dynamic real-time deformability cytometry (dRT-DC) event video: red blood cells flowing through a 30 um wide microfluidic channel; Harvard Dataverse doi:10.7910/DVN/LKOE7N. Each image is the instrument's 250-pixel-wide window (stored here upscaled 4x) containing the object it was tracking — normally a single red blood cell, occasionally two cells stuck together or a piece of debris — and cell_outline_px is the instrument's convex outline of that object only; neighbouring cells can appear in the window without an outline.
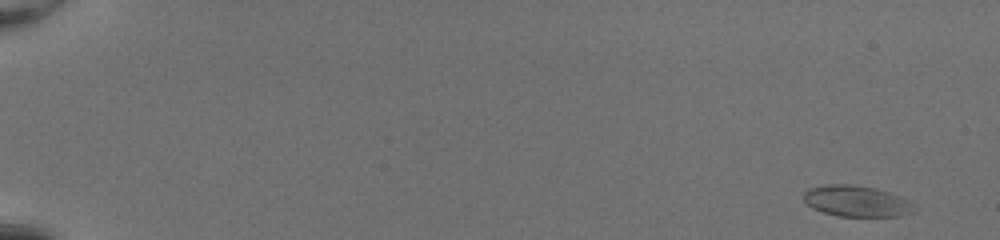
{"species": "common noctule bat (a hibernating species)", "species_latin": "Nyctalus noctula", "temperature_condition": "room temperature", "stored_images_in_passage": 51, "camera_frame_rate_fps": 3000, "um_per_image_px": 0.085, "animal": {"sex": "female", "body_mass_g": 20.0, "forearm_length_mm": 54.0}, "frame": {"image": 1, "passage_image": 2, "time_ms": 0.333, "image_size_px": [1000, 240], "cell_outline_px": [[916, 212], [900, 216], [836, 216], [812, 208], [804, 200], [804, 192], [808, 188], [824, 184], [852, 184], [876, 188], [900, 196], [916, 204]], "centroid_in_image_um": [72.84, 17.09], "position_along_channel_um": 12.2, "area_um2": 20.29}}
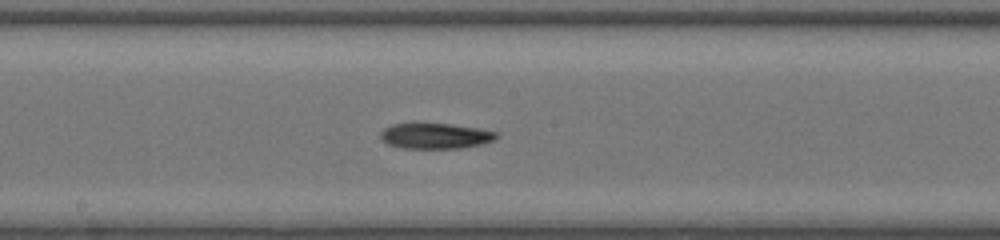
{"frame": {"image": 2, "passage_image": 30, "time_ms": 9.667, "image_size_px": [1000, 240], "cell_outline_px": [[500, 136], [492, 140], [480, 144], [460, 148], [404, 148], [388, 144], [380, 136], [380, 132], [384, 128], [392, 124], [448, 124], [476, 128], [496, 132]], "centroid_in_image_um": [36.99, 11.56], "position_along_channel_um": 211.2, "area_um2": 16.88}}
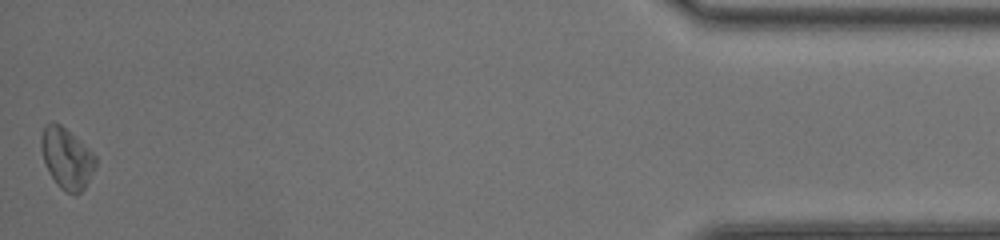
{"frame": {"image": 3, "passage_image": 51, "time_ms": 16.667, "image_size_px": [1000, 240], "cell_outline_px": [[96, 164], [84, 188], [76, 196], [60, 188], [56, 184], [48, 172], [40, 148], [40, 136], [44, 128], [48, 124], [60, 124], [88, 148], [96, 156]], "centroid_in_image_um": [5.65, 13.48], "position_along_channel_um": 429.5, "area_um2": 18.96}, "authors_computed_cell_mechanics": {"area_um2": 18.3226, "velocity_mm_per_s": 4.1971, "shape_relaxation_time_tau1_ms": 7.2157, "shape_relaxation_time_tau2_ms": 6.8332, "deformation_change_tau1": 0.1703, "deformation_change_tau2": 0.1583}}